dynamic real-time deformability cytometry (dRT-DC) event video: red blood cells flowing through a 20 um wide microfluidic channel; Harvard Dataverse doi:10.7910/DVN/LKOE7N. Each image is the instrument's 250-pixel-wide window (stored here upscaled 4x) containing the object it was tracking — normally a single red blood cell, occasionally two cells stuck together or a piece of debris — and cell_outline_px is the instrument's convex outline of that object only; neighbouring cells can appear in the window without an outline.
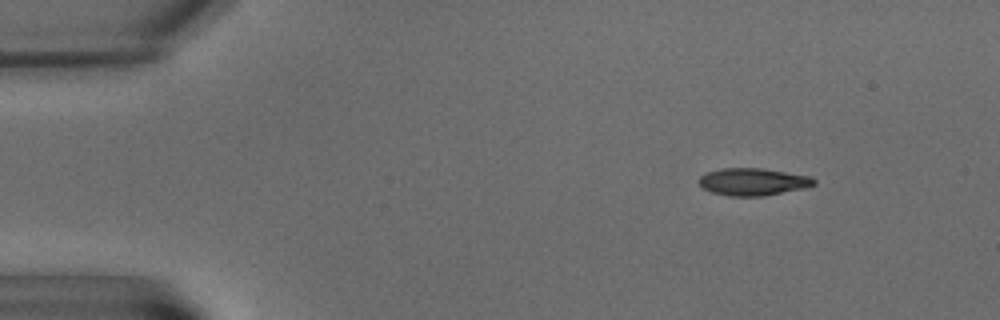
{"species": "common noctule bat (a hibernating species)", "species_latin": "Nyctalus noctula", "temperature_condition": "warm", "stored_images_in_passage": 8, "camera_frame_rate_fps": 3000, "um_per_image_px": 0.085, "animal": {"sex": "male", "body_mass_g": 15.6}, "frame": {"image": 1, "passage_image": 2, "time_ms": 2.0, "image_size_px": [1000, 320], "cell_outline_px": [[816, 184], [804, 188], [764, 196], [728, 196], [712, 192], [704, 188], [696, 180], [704, 172], [720, 168], [764, 168], [812, 176], [816, 180]], "centroid_in_image_um": [64.0, 15.44], "position_along_channel_um": 21.0, "area_um2": 18.61}}
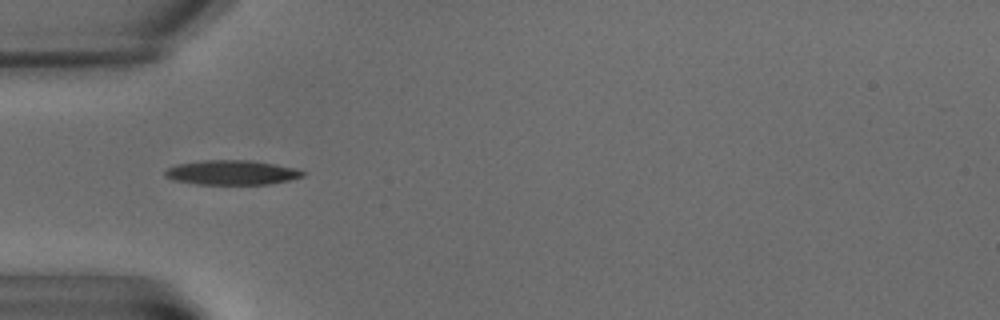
{"frame": {"image": 2, "passage_image": 6, "time_ms": 6.667, "image_size_px": [1000, 320], "cell_outline_px": [[308, 172], [304, 176], [288, 180], [268, 184], [196, 184], [172, 180], [164, 176], [164, 172], [168, 168], [176, 164], [200, 160], [252, 160], [296, 168]], "centroid_in_image_um": [19.69, 14.66], "position_along_channel_um": 65.3, "area_um2": 19.88}}
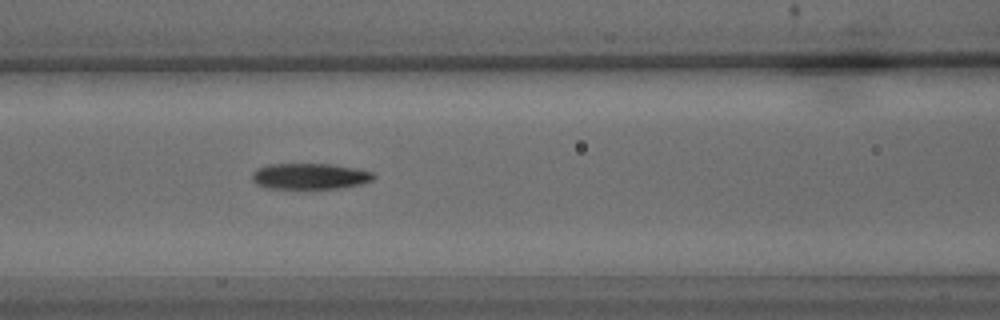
{"frame": {"image": 3, "passage_image": 8, "time_ms": 9.333, "image_size_px": [1000, 320], "cell_outline_px": [[376, 176], [372, 180], [360, 184], [336, 188], [268, 188], [256, 184], [252, 180], [252, 172], [256, 168], [268, 164], [332, 164], [356, 168], [372, 172]], "centroid_in_image_um": [26.31, 14.97], "position_along_channel_um": 140.3, "area_um2": 18.32}}